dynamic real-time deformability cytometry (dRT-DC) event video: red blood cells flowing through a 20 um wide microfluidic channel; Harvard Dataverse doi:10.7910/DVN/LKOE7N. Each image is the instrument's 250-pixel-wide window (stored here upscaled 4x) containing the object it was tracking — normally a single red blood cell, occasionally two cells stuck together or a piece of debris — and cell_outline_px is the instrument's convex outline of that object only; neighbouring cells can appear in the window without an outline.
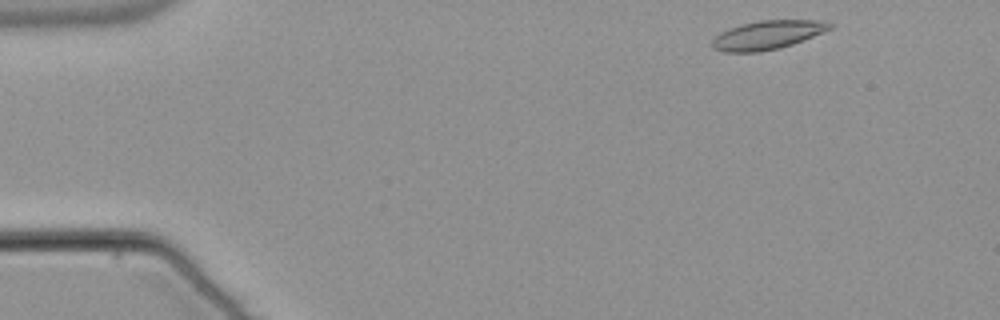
{"species": "common noctule bat (a hibernating species)", "species_latin": "Nyctalus noctula", "temperature_condition": "warm", "stored_images_in_passage": 49, "camera_frame_rate_fps": 3000, "um_per_image_px": 0.085, "animal": {"sex": "male", "body_mass_g": 21.5, "forearm_length_mm": 52.0}, "frame": {"image": 1, "passage_image": 1, "time_ms": 0.0, "image_size_px": [1000, 320], "cell_outline_px": [[832, 28], [792, 44], [780, 48], [760, 52], [724, 52], [712, 48], [712, 40], [720, 32], [728, 28], [740, 24], [760, 20], [824, 20], [832, 24]], "centroid_in_image_um": [65.2, 2.97], "position_along_channel_um": 19.8, "area_um2": 19.71}}
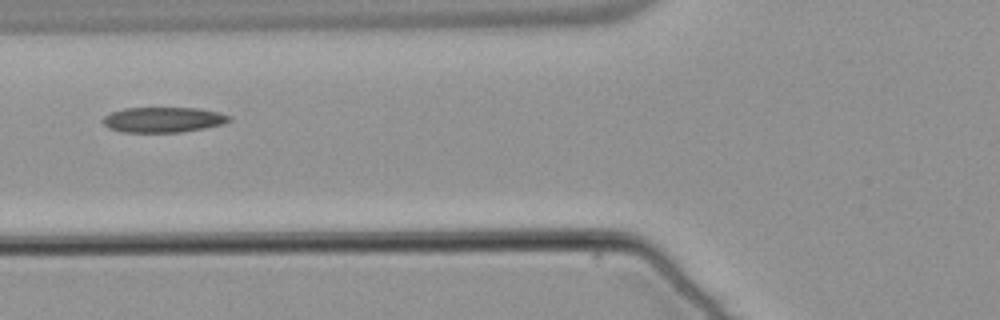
{"frame": {"image": 2, "passage_image": 16, "time_ms": 5.0, "image_size_px": [1000, 320], "cell_outline_px": [[232, 120], [220, 124], [204, 128], [180, 132], [124, 132], [108, 128], [104, 124], [104, 116], [112, 112], [124, 108], [200, 108], [220, 112], [232, 116]], "centroid_in_image_um": [13.91, 10.17], "position_along_channel_um": 111.9, "area_um2": 18.55}}
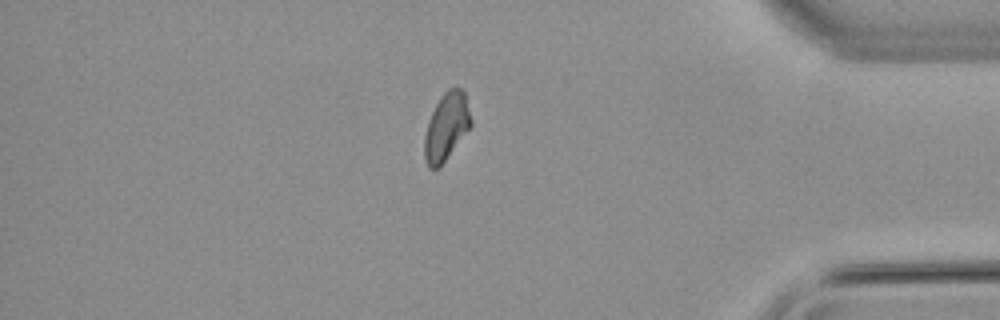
{"frame": {"image": 3, "passage_image": 41, "time_ms": 13.333, "image_size_px": [1000, 320], "cell_outline_px": [[472, 124], [440, 168], [428, 168], [424, 156], [424, 136], [428, 120], [440, 96], [448, 88], [456, 84], [464, 92], [472, 120]], "centroid_in_image_um": [37.93, 10.75], "position_along_channel_um": 397.3, "area_um2": 18.44}}